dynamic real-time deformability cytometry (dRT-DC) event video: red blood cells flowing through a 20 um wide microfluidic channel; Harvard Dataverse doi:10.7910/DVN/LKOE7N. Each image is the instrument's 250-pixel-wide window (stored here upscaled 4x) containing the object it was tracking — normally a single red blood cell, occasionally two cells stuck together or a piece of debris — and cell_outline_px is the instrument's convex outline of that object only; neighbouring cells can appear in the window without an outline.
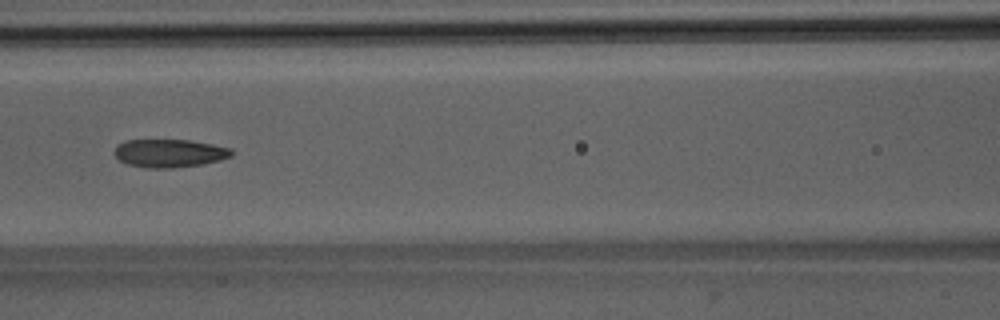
{"species": "Egyptian fruit bat (a non-hibernating species)", "species_latin": "Rousettus aegyptiacus", "temperature_condition": "room temperature", "stored_images_in_passage": 7, "camera_frame_rate_fps": 3000, "um_per_image_px": 0.085, "animal": {"sex": "male"}, "frame": {"image": 1, "passage_image": 7, "time_ms": 7.667, "image_size_px": [1000, 320], "cell_outline_px": [[232, 156], [220, 160], [204, 164], [168, 168], [148, 168], [128, 164], [120, 160], [116, 156], [116, 148], [124, 140], [188, 140], [212, 144], [232, 148]], "centroid_in_image_um": [14.45, 13.02], "position_along_channel_um": 152.2, "area_um2": 19.02}}